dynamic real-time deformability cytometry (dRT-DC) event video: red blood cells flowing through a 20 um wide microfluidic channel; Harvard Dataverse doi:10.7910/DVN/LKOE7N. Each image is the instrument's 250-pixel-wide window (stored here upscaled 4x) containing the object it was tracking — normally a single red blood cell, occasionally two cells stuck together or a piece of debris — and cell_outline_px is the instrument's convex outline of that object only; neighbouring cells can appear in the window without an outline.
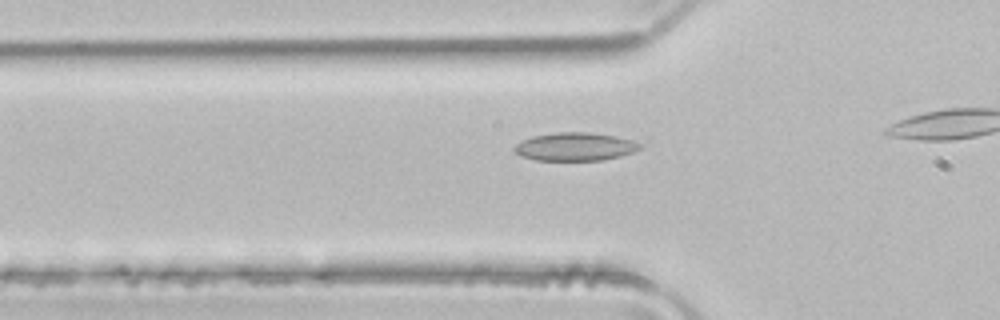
{"species": "common noctule bat (a hibernating species)", "species_latin": "Nyctalus noctula", "temperature_condition": "room temperature", "stored_images_in_passage": 17, "camera_frame_rate_fps": 3000, "um_per_image_px": 0.085, "animal": {"sex": "male", "body_mass_g": 21.5, "forearm_length_mm": 52.0}, "frame": {"image": 1, "passage_image": 6, "time_ms": 1.667, "image_size_px": [1000, 320], "cell_outline_px": [[644, 148], [620, 156], [600, 160], [536, 160], [520, 156], [512, 148], [516, 144], [532, 136], [556, 132], [588, 132], [616, 136], [632, 140], [644, 144]], "centroid_in_image_um": [48.91, 12.46], "position_along_channel_um": 76.9, "area_um2": 20.69}}
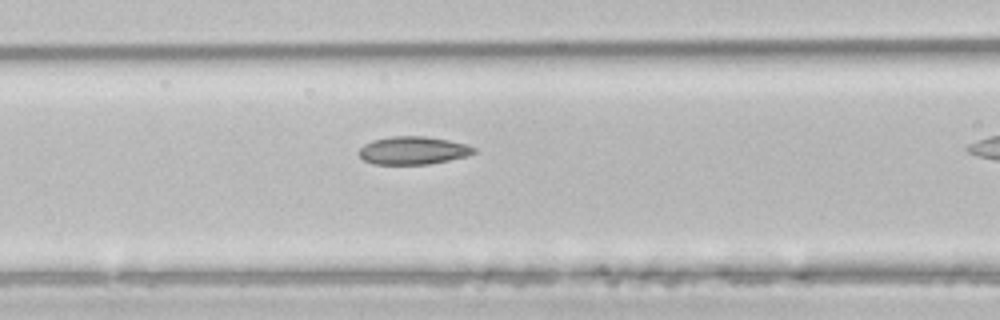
{"frame": {"image": 2, "passage_image": 10, "time_ms": 3.0, "image_size_px": [1000, 320], "cell_outline_px": [[476, 152], [468, 156], [428, 164], [372, 164], [364, 160], [360, 156], [360, 148], [364, 144], [372, 140], [392, 136], [424, 136], [448, 140], [468, 144], [476, 148]], "centroid_in_image_um": [35.13, 12.78], "position_along_channel_um": 131.5, "area_um2": 18.73}}
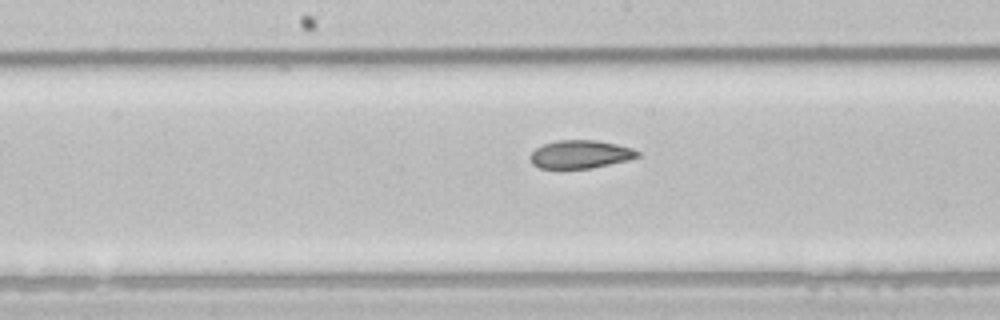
{"frame": {"image": 3, "passage_image": 15, "time_ms": 4.667, "image_size_px": [1000, 320], "cell_outline_px": [[640, 156], [628, 160], [588, 168], [540, 168], [532, 164], [528, 156], [536, 148], [544, 144], [556, 140], [596, 140], [616, 144], [632, 148], [640, 152]], "centroid_in_image_um": [49.31, 13.11], "position_along_channel_um": 198.9, "area_um2": 17.51}}